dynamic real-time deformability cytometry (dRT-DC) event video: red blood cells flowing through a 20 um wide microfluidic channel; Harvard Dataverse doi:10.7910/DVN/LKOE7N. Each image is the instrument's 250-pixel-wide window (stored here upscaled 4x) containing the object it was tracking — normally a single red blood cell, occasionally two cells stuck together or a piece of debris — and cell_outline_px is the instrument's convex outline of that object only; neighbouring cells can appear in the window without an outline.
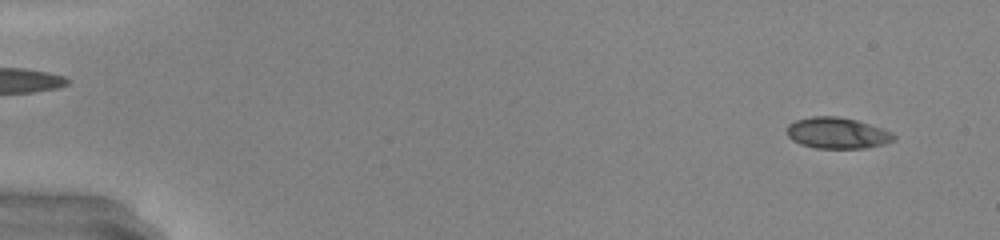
{"species": "common noctule bat (a hibernating species)", "species_latin": "Nyctalus noctula", "temperature_condition": "warm", "stored_images_in_passage": 50, "camera_frame_rate_fps": 3000, "um_per_image_px": 0.085, "animal": {"sex": "male", "body_mass_g": 20.0, "forearm_length_mm": 53.3}, "frame": {"image": 1, "passage_image": 4, "time_ms": 1.0, "image_size_px": [1000, 240], "cell_outline_px": [[896, 140], [884, 144], [864, 148], [816, 148], [800, 144], [792, 140], [788, 136], [788, 124], [796, 120], [812, 116], [836, 116], [856, 120], [892, 132], [896, 136]], "centroid_in_image_um": [71.17, 11.31], "position_along_channel_um": 13.8, "area_um2": 19.31}}
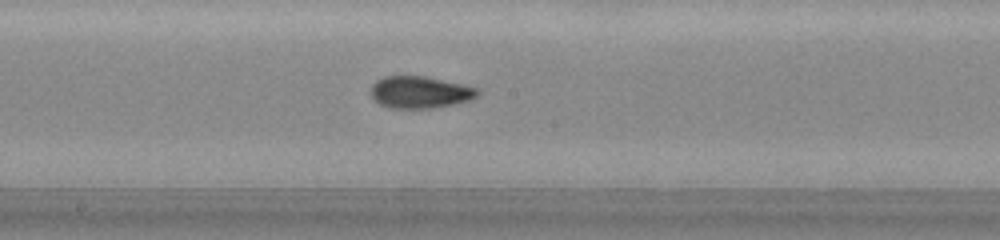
{"frame": {"image": 2, "passage_image": 28, "time_ms": 9.0, "image_size_px": [1000, 240], "cell_outline_px": [[480, 92], [476, 96], [468, 100], [452, 104], [432, 108], [392, 108], [380, 104], [372, 96], [372, 84], [376, 80], [384, 76], [424, 76], [464, 84], [480, 88]], "centroid_in_image_um": [35.72, 7.82], "position_along_channel_um": 212.5, "area_um2": 19.77}}
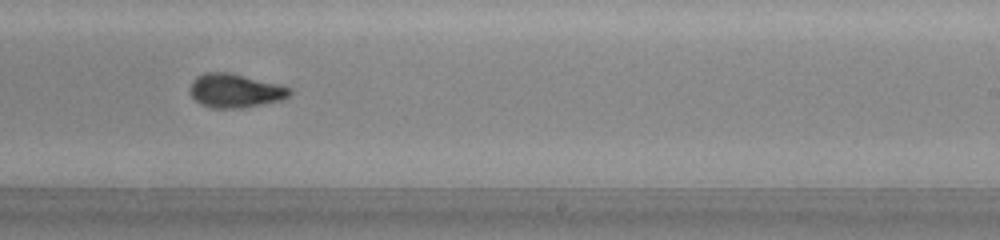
{"frame": {"image": 3, "passage_image": 32, "time_ms": 10.333, "image_size_px": [1000, 240], "cell_outline_px": [[292, 92], [288, 96], [280, 100], [240, 108], [212, 108], [200, 104], [188, 92], [188, 88], [192, 80], [196, 76], [204, 72], [228, 72], [292, 88]], "centroid_in_image_um": [19.91, 7.7], "position_along_channel_um": 269.1, "area_um2": 19.54}, "authors_computed_cell_mechanics": {"area_um2": 19.4786, "velocity_mm_per_s": 4.2555, "shape_relaxation_time_tau1_ms": 6.4238, "shape_relaxation_time_tau2_ms": 1.2277, "deformation_change_tau1": 0.2267, "deformation_change_tau2": 0.0544}}